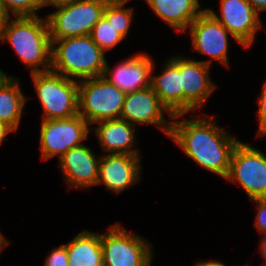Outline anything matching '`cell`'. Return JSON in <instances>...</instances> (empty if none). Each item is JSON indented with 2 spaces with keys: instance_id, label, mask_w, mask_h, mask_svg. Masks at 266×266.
<instances>
[{
  "instance_id": "cell-1",
  "label": "cell",
  "mask_w": 266,
  "mask_h": 266,
  "mask_svg": "<svg viewBox=\"0 0 266 266\" xmlns=\"http://www.w3.org/2000/svg\"><path fill=\"white\" fill-rule=\"evenodd\" d=\"M203 116L180 121L177 119L184 114L173 116L169 137L200 167L225 179L239 141L218 127L214 120Z\"/></svg>"
},
{
  "instance_id": "cell-2",
  "label": "cell",
  "mask_w": 266,
  "mask_h": 266,
  "mask_svg": "<svg viewBox=\"0 0 266 266\" xmlns=\"http://www.w3.org/2000/svg\"><path fill=\"white\" fill-rule=\"evenodd\" d=\"M8 17L0 31V41L10 42L31 73L51 70L52 42L47 19L40 16ZM42 66L43 69L39 68Z\"/></svg>"
},
{
  "instance_id": "cell-3",
  "label": "cell",
  "mask_w": 266,
  "mask_h": 266,
  "mask_svg": "<svg viewBox=\"0 0 266 266\" xmlns=\"http://www.w3.org/2000/svg\"><path fill=\"white\" fill-rule=\"evenodd\" d=\"M51 42V70L67 78L74 77L78 81L103 76L105 52L90 35L51 40Z\"/></svg>"
},
{
  "instance_id": "cell-4",
  "label": "cell",
  "mask_w": 266,
  "mask_h": 266,
  "mask_svg": "<svg viewBox=\"0 0 266 266\" xmlns=\"http://www.w3.org/2000/svg\"><path fill=\"white\" fill-rule=\"evenodd\" d=\"M43 107L42 120L70 118L78 114V80L53 70L31 73Z\"/></svg>"
},
{
  "instance_id": "cell-5",
  "label": "cell",
  "mask_w": 266,
  "mask_h": 266,
  "mask_svg": "<svg viewBox=\"0 0 266 266\" xmlns=\"http://www.w3.org/2000/svg\"><path fill=\"white\" fill-rule=\"evenodd\" d=\"M125 93L103 76L78 81V114L89 124L121 117Z\"/></svg>"
},
{
  "instance_id": "cell-6",
  "label": "cell",
  "mask_w": 266,
  "mask_h": 266,
  "mask_svg": "<svg viewBox=\"0 0 266 266\" xmlns=\"http://www.w3.org/2000/svg\"><path fill=\"white\" fill-rule=\"evenodd\" d=\"M109 0H73L47 15L51 40L90 35Z\"/></svg>"
},
{
  "instance_id": "cell-7",
  "label": "cell",
  "mask_w": 266,
  "mask_h": 266,
  "mask_svg": "<svg viewBox=\"0 0 266 266\" xmlns=\"http://www.w3.org/2000/svg\"><path fill=\"white\" fill-rule=\"evenodd\" d=\"M103 266H151L153 247L137 234H130L120 223L100 234Z\"/></svg>"
},
{
  "instance_id": "cell-8",
  "label": "cell",
  "mask_w": 266,
  "mask_h": 266,
  "mask_svg": "<svg viewBox=\"0 0 266 266\" xmlns=\"http://www.w3.org/2000/svg\"><path fill=\"white\" fill-rule=\"evenodd\" d=\"M225 179L240 184L250 200L266 198L265 153L251 147L249 143L239 141L233 150Z\"/></svg>"
},
{
  "instance_id": "cell-9",
  "label": "cell",
  "mask_w": 266,
  "mask_h": 266,
  "mask_svg": "<svg viewBox=\"0 0 266 266\" xmlns=\"http://www.w3.org/2000/svg\"><path fill=\"white\" fill-rule=\"evenodd\" d=\"M89 123L79 114L70 118L42 120L40 129V149L42 159L59 158L69 149L82 145L87 139Z\"/></svg>"
},
{
  "instance_id": "cell-10",
  "label": "cell",
  "mask_w": 266,
  "mask_h": 266,
  "mask_svg": "<svg viewBox=\"0 0 266 266\" xmlns=\"http://www.w3.org/2000/svg\"><path fill=\"white\" fill-rule=\"evenodd\" d=\"M193 50L209 56L201 61L211 66L213 59L228 64V35L231 33L218 22L206 9L189 25Z\"/></svg>"
},
{
  "instance_id": "cell-11",
  "label": "cell",
  "mask_w": 266,
  "mask_h": 266,
  "mask_svg": "<svg viewBox=\"0 0 266 266\" xmlns=\"http://www.w3.org/2000/svg\"><path fill=\"white\" fill-rule=\"evenodd\" d=\"M221 17L210 8H205L230 33L233 39L243 47L254 42L257 31L261 28L260 16L247 0H220Z\"/></svg>"
},
{
  "instance_id": "cell-12",
  "label": "cell",
  "mask_w": 266,
  "mask_h": 266,
  "mask_svg": "<svg viewBox=\"0 0 266 266\" xmlns=\"http://www.w3.org/2000/svg\"><path fill=\"white\" fill-rule=\"evenodd\" d=\"M164 112H168L170 118L173 117L162 105L152 87L149 86L145 89L125 94L120 118L134 126L136 124L158 125L169 137L172 123L166 120Z\"/></svg>"
},
{
  "instance_id": "cell-13",
  "label": "cell",
  "mask_w": 266,
  "mask_h": 266,
  "mask_svg": "<svg viewBox=\"0 0 266 266\" xmlns=\"http://www.w3.org/2000/svg\"><path fill=\"white\" fill-rule=\"evenodd\" d=\"M210 65L181 56V82L183 87V114L201 108L216 85L209 76Z\"/></svg>"
},
{
  "instance_id": "cell-14",
  "label": "cell",
  "mask_w": 266,
  "mask_h": 266,
  "mask_svg": "<svg viewBox=\"0 0 266 266\" xmlns=\"http://www.w3.org/2000/svg\"><path fill=\"white\" fill-rule=\"evenodd\" d=\"M140 155L104 154L100 155L97 184L103 183L107 190L117 194L140 181Z\"/></svg>"
},
{
  "instance_id": "cell-15",
  "label": "cell",
  "mask_w": 266,
  "mask_h": 266,
  "mask_svg": "<svg viewBox=\"0 0 266 266\" xmlns=\"http://www.w3.org/2000/svg\"><path fill=\"white\" fill-rule=\"evenodd\" d=\"M154 67L149 55L138 53L121 61L114 69L106 61L103 77L126 94L151 86Z\"/></svg>"
},
{
  "instance_id": "cell-16",
  "label": "cell",
  "mask_w": 266,
  "mask_h": 266,
  "mask_svg": "<svg viewBox=\"0 0 266 266\" xmlns=\"http://www.w3.org/2000/svg\"><path fill=\"white\" fill-rule=\"evenodd\" d=\"M100 157L94 155L85 144L69 149L59 158V168L67 185L87 189L97 185Z\"/></svg>"
},
{
  "instance_id": "cell-17",
  "label": "cell",
  "mask_w": 266,
  "mask_h": 266,
  "mask_svg": "<svg viewBox=\"0 0 266 266\" xmlns=\"http://www.w3.org/2000/svg\"><path fill=\"white\" fill-rule=\"evenodd\" d=\"M151 87L172 116L183 114L181 55L166 61L160 75L151 76Z\"/></svg>"
},
{
  "instance_id": "cell-18",
  "label": "cell",
  "mask_w": 266,
  "mask_h": 266,
  "mask_svg": "<svg viewBox=\"0 0 266 266\" xmlns=\"http://www.w3.org/2000/svg\"><path fill=\"white\" fill-rule=\"evenodd\" d=\"M92 128L98 138L104 151L107 154H130L141 155L135 146V126L128 121L118 118L111 120H102L94 124H98Z\"/></svg>"
},
{
  "instance_id": "cell-19",
  "label": "cell",
  "mask_w": 266,
  "mask_h": 266,
  "mask_svg": "<svg viewBox=\"0 0 266 266\" xmlns=\"http://www.w3.org/2000/svg\"><path fill=\"white\" fill-rule=\"evenodd\" d=\"M153 12L173 30L184 32L205 10L199 9V0H145Z\"/></svg>"
},
{
  "instance_id": "cell-20",
  "label": "cell",
  "mask_w": 266,
  "mask_h": 266,
  "mask_svg": "<svg viewBox=\"0 0 266 266\" xmlns=\"http://www.w3.org/2000/svg\"><path fill=\"white\" fill-rule=\"evenodd\" d=\"M65 245L69 266H103L100 234L84 230Z\"/></svg>"
},
{
  "instance_id": "cell-21",
  "label": "cell",
  "mask_w": 266,
  "mask_h": 266,
  "mask_svg": "<svg viewBox=\"0 0 266 266\" xmlns=\"http://www.w3.org/2000/svg\"><path fill=\"white\" fill-rule=\"evenodd\" d=\"M18 82L19 78L10 76L0 87V121L14 132L18 130L27 101Z\"/></svg>"
},
{
  "instance_id": "cell-22",
  "label": "cell",
  "mask_w": 266,
  "mask_h": 266,
  "mask_svg": "<svg viewBox=\"0 0 266 266\" xmlns=\"http://www.w3.org/2000/svg\"><path fill=\"white\" fill-rule=\"evenodd\" d=\"M128 1L109 0L103 16L124 38L127 37L133 19V8H124Z\"/></svg>"
},
{
  "instance_id": "cell-23",
  "label": "cell",
  "mask_w": 266,
  "mask_h": 266,
  "mask_svg": "<svg viewBox=\"0 0 266 266\" xmlns=\"http://www.w3.org/2000/svg\"><path fill=\"white\" fill-rule=\"evenodd\" d=\"M90 36L104 52L113 49L125 39L104 16L93 27Z\"/></svg>"
},
{
  "instance_id": "cell-24",
  "label": "cell",
  "mask_w": 266,
  "mask_h": 266,
  "mask_svg": "<svg viewBox=\"0 0 266 266\" xmlns=\"http://www.w3.org/2000/svg\"><path fill=\"white\" fill-rule=\"evenodd\" d=\"M0 4L9 17L10 13L15 17L38 16L37 11L42 8L41 0H0Z\"/></svg>"
},
{
  "instance_id": "cell-25",
  "label": "cell",
  "mask_w": 266,
  "mask_h": 266,
  "mask_svg": "<svg viewBox=\"0 0 266 266\" xmlns=\"http://www.w3.org/2000/svg\"><path fill=\"white\" fill-rule=\"evenodd\" d=\"M45 266H69L68 253L65 244L54 248L45 259Z\"/></svg>"
},
{
  "instance_id": "cell-26",
  "label": "cell",
  "mask_w": 266,
  "mask_h": 266,
  "mask_svg": "<svg viewBox=\"0 0 266 266\" xmlns=\"http://www.w3.org/2000/svg\"><path fill=\"white\" fill-rule=\"evenodd\" d=\"M250 201L257 203V215L254 227L257 228L260 235L266 234V198H256Z\"/></svg>"
},
{
  "instance_id": "cell-27",
  "label": "cell",
  "mask_w": 266,
  "mask_h": 266,
  "mask_svg": "<svg viewBox=\"0 0 266 266\" xmlns=\"http://www.w3.org/2000/svg\"><path fill=\"white\" fill-rule=\"evenodd\" d=\"M261 95L258 98L259 110H258V136L266 135V82L262 86Z\"/></svg>"
},
{
  "instance_id": "cell-28",
  "label": "cell",
  "mask_w": 266,
  "mask_h": 266,
  "mask_svg": "<svg viewBox=\"0 0 266 266\" xmlns=\"http://www.w3.org/2000/svg\"><path fill=\"white\" fill-rule=\"evenodd\" d=\"M255 12L260 15L261 11H266V0H247Z\"/></svg>"
},
{
  "instance_id": "cell-29",
  "label": "cell",
  "mask_w": 266,
  "mask_h": 266,
  "mask_svg": "<svg viewBox=\"0 0 266 266\" xmlns=\"http://www.w3.org/2000/svg\"><path fill=\"white\" fill-rule=\"evenodd\" d=\"M73 0H41V6H47V5H52L54 7L61 6L64 4H68L72 2Z\"/></svg>"
},
{
  "instance_id": "cell-30",
  "label": "cell",
  "mask_w": 266,
  "mask_h": 266,
  "mask_svg": "<svg viewBox=\"0 0 266 266\" xmlns=\"http://www.w3.org/2000/svg\"><path fill=\"white\" fill-rule=\"evenodd\" d=\"M10 132H13V130L8 125L0 121V145L4 141L5 136H7Z\"/></svg>"
},
{
  "instance_id": "cell-31",
  "label": "cell",
  "mask_w": 266,
  "mask_h": 266,
  "mask_svg": "<svg viewBox=\"0 0 266 266\" xmlns=\"http://www.w3.org/2000/svg\"><path fill=\"white\" fill-rule=\"evenodd\" d=\"M194 266H226L225 264H223L222 262L220 261H199V262H196Z\"/></svg>"
},
{
  "instance_id": "cell-32",
  "label": "cell",
  "mask_w": 266,
  "mask_h": 266,
  "mask_svg": "<svg viewBox=\"0 0 266 266\" xmlns=\"http://www.w3.org/2000/svg\"><path fill=\"white\" fill-rule=\"evenodd\" d=\"M8 15L7 13L4 11L2 5L0 4V31H1V28L2 26L5 24V22L7 21L8 19Z\"/></svg>"
},
{
  "instance_id": "cell-33",
  "label": "cell",
  "mask_w": 266,
  "mask_h": 266,
  "mask_svg": "<svg viewBox=\"0 0 266 266\" xmlns=\"http://www.w3.org/2000/svg\"><path fill=\"white\" fill-rule=\"evenodd\" d=\"M260 246L261 254L266 262V234H264V237L260 239Z\"/></svg>"
},
{
  "instance_id": "cell-34",
  "label": "cell",
  "mask_w": 266,
  "mask_h": 266,
  "mask_svg": "<svg viewBox=\"0 0 266 266\" xmlns=\"http://www.w3.org/2000/svg\"><path fill=\"white\" fill-rule=\"evenodd\" d=\"M7 245H9V241L0 232V253Z\"/></svg>"
},
{
  "instance_id": "cell-35",
  "label": "cell",
  "mask_w": 266,
  "mask_h": 266,
  "mask_svg": "<svg viewBox=\"0 0 266 266\" xmlns=\"http://www.w3.org/2000/svg\"><path fill=\"white\" fill-rule=\"evenodd\" d=\"M2 70H0V87L9 78Z\"/></svg>"
}]
</instances>
